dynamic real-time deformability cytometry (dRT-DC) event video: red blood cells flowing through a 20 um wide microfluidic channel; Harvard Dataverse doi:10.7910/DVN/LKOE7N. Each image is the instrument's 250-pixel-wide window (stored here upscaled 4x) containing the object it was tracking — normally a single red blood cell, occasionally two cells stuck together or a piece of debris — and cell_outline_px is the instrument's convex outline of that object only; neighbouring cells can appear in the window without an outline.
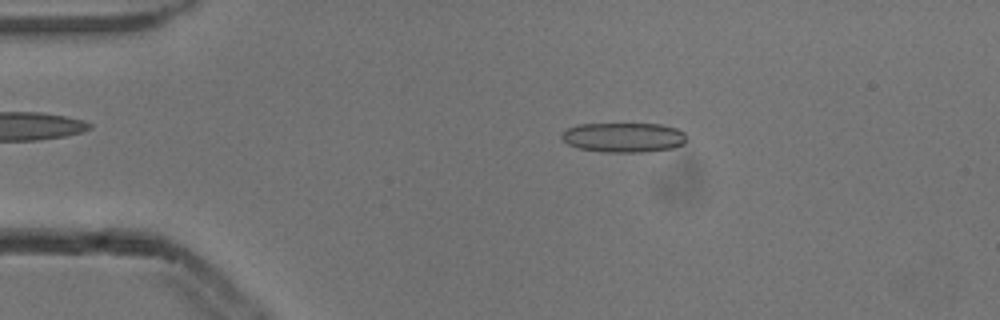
{"species": "common noctule bat (a hibernating species)", "species_latin": "Nyctalus noctula", "temperature_condition": "cold", "stored_images_in_passage": 5, "camera_frame_rate_fps": 3000, "um_per_image_px": 0.085, "animal": {"sex": "male", "body_mass_g": 13.3}, "frame": {"image": 1, "passage_image": 2, "time_ms": 0.333, "image_size_px": [1000, 320], "cell_outline_px": [[688, 140], [684, 144], [672, 148], [644, 152], [600, 152], [580, 148], [568, 144], [560, 136], [560, 132], [576, 124], [660, 124], [676, 128], [684, 132]], "centroid_in_image_um": [53.01, 11.68], "position_along_channel_um": 32.0, "area_um2": 21.79}}
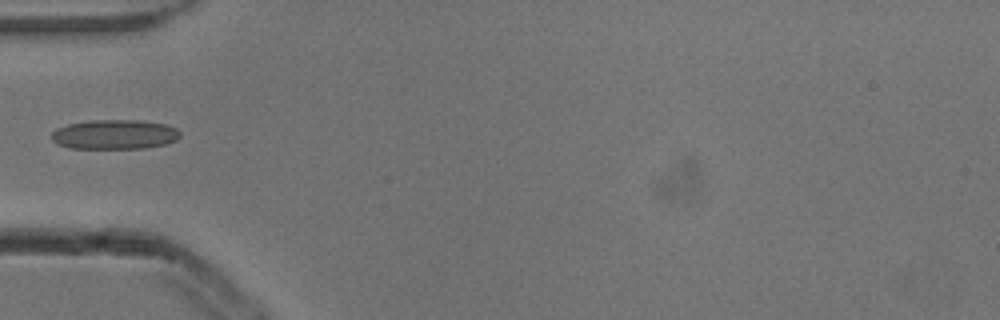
{"frame": {"image": 2, "passage_image": 4, "time_ms": 1.0, "image_size_px": [1000, 320], "cell_outline_px": [[180, 136], [176, 140], [164, 144], [144, 148], [68, 148], [56, 144], [52, 140], [52, 132], [56, 128], [68, 124], [92, 120], [140, 120], [164, 124], [176, 128], [180, 132]], "centroid_in_image_um": [9.71, 11.43], "position_along_channel_um": 75.3, "area_um2": 22.14}}
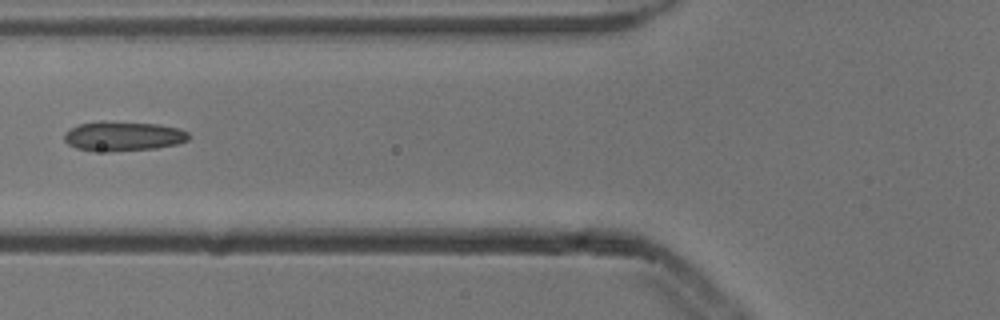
{"frame": {"image": 3, "passage_image": 5, "time_ms": 1.333, "image_size_px": [1000, 320], "cell_outline_px": [[188, 140], [176, 144], [156, 148], [108, 152], [92, 152], [76, 148], [68, 144], [64, 140], [64, 132], [80, 124], [104, 120], [160, 124], [180, 128], [188, 132]], "centroid_in_image_um": [10.44, 11.57], "position_along_channel_um": 115.4, "area_um2": 21.85}}